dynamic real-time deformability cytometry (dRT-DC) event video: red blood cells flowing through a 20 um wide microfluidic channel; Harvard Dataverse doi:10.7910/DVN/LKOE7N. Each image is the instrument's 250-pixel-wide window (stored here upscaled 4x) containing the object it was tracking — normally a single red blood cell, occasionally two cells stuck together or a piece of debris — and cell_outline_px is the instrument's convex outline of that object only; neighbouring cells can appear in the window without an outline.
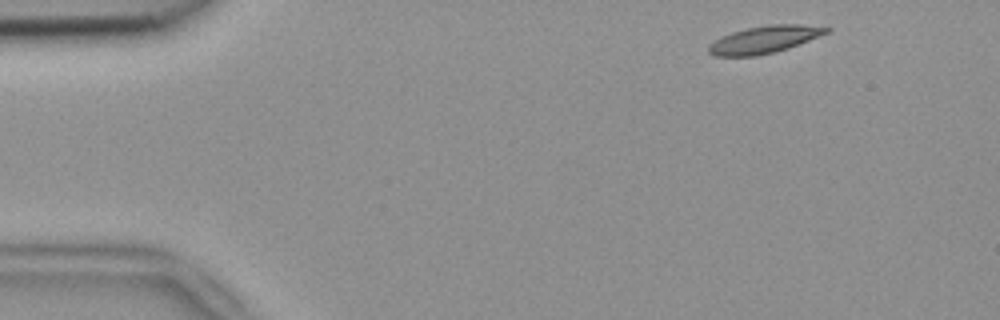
{"species": "common noctule bat (a hibernating species)", "species_latin": "Nyctalus noctula", "temperature_condition": "room temperature", "stored_images_in_passage": 48, "camera_frame_rate_fps": 3000, "um_per_image_px": 0.085, "animal": {"sex": "female", "body_mass_g": 18.4}, "frame": {"image": 1, "passage_image": 1, "time_ms": 0.0, "image_size_px": [1000, 320], "cell_outline_px": [[832, 28], [828, 32], [788, 48], [776, 52], [756, 56], [712, 56], [708, 52], [708, 44], [732, 32], [748, 28], [768, 24], [800, 24]], "centroid_in_image_um": [64.94, 3.37], "position_along_channel_um": 20.1, "area_um2": 18.55}}
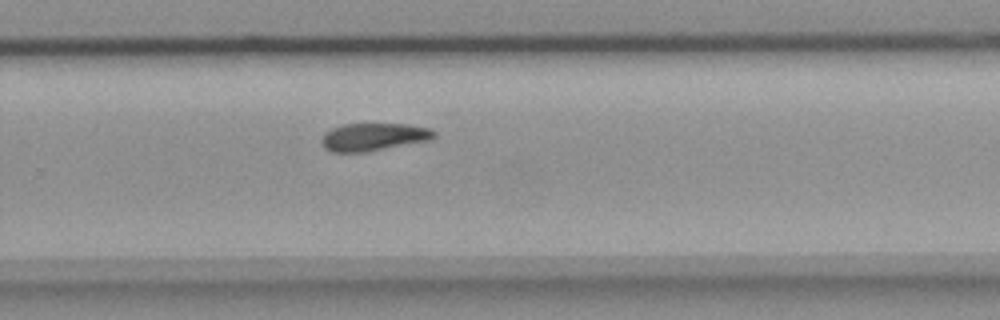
{"frame": {"image": 2, "passage_image": 30, "time_ms": 9.667, "image_size_px": [1000, 320], "cell_outline_px": [[436, 136], [432, 140], [364, 152], [332, 152], [324, 148], [320, 140], [324, 132], [332, 128], [344, 124], [408, 124], [428, 128], [436, 132]], "centroid_in_image_um": [31.74, 11.64], "position_along_channel_um": 298.1, "area_um2": 18.26}}
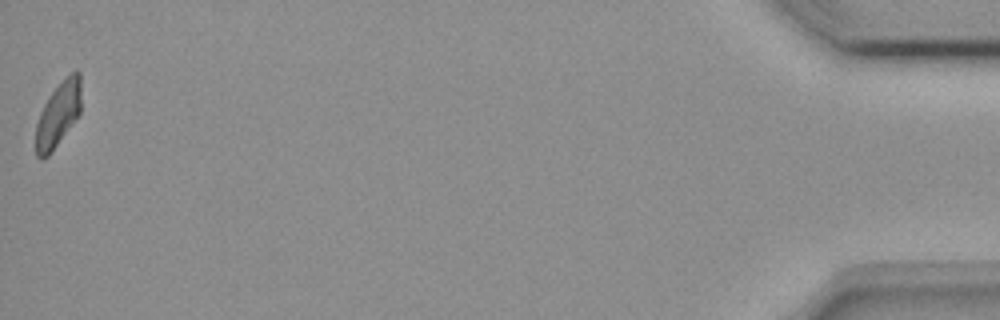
{"frame": {"image": 3, "passage_image": 48, "time_ms": 15.667, "image_size_px": [1000, 320], "cell_outline_px": [[80, 112], [52, 152], [44, 160], [40, 160], [36, 156], [36, 124], [40, 112], [44, 104], [52, 92], [76, 68], [80, 72]], "centroid_in_image_um": [4.93, 9.76], "position_along_channel_um": 430.3, "area_um2": 16.82}}